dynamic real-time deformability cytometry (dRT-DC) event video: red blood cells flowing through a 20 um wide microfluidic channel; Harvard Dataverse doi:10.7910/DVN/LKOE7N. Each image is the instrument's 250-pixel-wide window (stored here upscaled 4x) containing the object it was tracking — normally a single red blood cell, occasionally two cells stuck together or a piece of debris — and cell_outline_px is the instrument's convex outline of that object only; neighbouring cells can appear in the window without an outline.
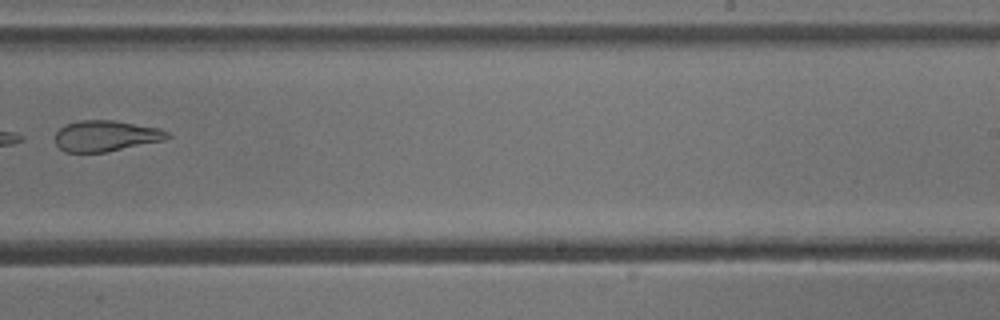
{"species": "common noctule bat (a hibernating species)", "species_latin": "Nyctalus noctula", "temperature_condition": "cold", "stored_images_in_passage": 9, "camera_frame_rate_fps": 3000, "um_per_image_px": 0.085, "animal": {"sex": "male", "body_mass_g": 13.3}, "frame": {"image": 1, "passage_image": 7, "time_ms": 2.0, "image_size_px": [1000, 320], "cell_outline_px": [[172, 136], [164, 140], [104, 152], [64, 152], [56, 144], [56, 132], [64, 124], [80, 120], [112, 120], [160, 128], [168, 132]], "centroid_in_image_um": [8.98, 11.54], "position_along_channel_um": 280.0, "area_um2": 20.11}}
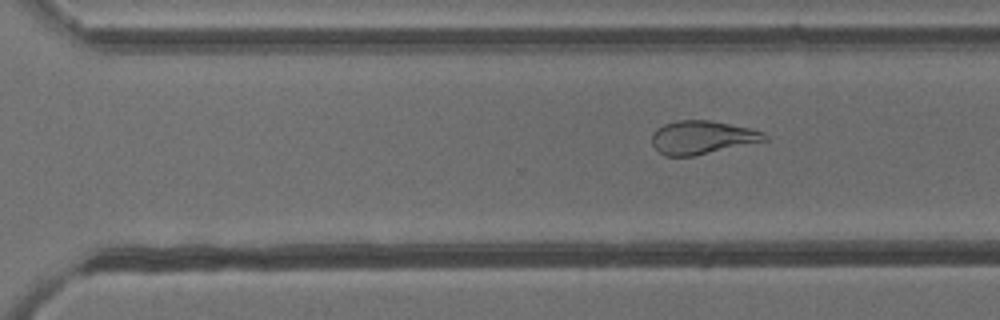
{"frame": {"image": 2, "passage_image": 9, "time_ms": 2.667, "image_size_px": [1000, 320], "cell_outline_px": [[768, 140], [692, 156], [664, 156], [652, 144], [652, 132], [656, 128], [664, 124], [676, 120], [712, 120], [748, 128], [764, 132], [768, 136]], "centroid_in_image_um": [59.66, 11.67], "position_along_channel_um": 310.9, "area_um2": 21.85}}